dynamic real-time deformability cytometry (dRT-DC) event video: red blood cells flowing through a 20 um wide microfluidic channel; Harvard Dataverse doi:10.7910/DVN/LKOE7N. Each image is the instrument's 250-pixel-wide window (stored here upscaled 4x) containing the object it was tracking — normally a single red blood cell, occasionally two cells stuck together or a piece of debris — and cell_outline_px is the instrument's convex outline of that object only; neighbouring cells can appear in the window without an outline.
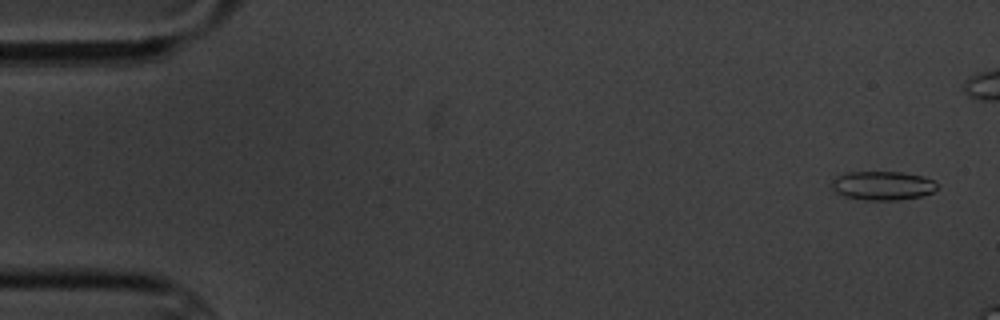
{"species": "common noctule bat (a hibernating species)", "species_latin": "Nyctalus noctula", "temperature_condition": "cold", "stored_images_in_passage": 3, "camera_frame_rate_fps": 3000, "um_per_image_px": 0.085, "animal": {"sex": "male", "body_mass_g": 20.1, "forearm_length_mm": 53.5}, "frame": {"image": 1, "passage_image": 1, "time_ms": 0.0, "image_size_px": [1000, 320], "cell_outline_px": [[936, 188], [932, 192], [920, 196], [900, 200], [868, 200], [844, 196], [836, 192], [832, 188], [832, 180], [848, 172], [900, 172], [924, 176], [932, 180], [936, 184]], "centroid_in_image_um": [75.03, 15.78], "position_along_channel_um": 10.0, "area_um2": 17.51}}